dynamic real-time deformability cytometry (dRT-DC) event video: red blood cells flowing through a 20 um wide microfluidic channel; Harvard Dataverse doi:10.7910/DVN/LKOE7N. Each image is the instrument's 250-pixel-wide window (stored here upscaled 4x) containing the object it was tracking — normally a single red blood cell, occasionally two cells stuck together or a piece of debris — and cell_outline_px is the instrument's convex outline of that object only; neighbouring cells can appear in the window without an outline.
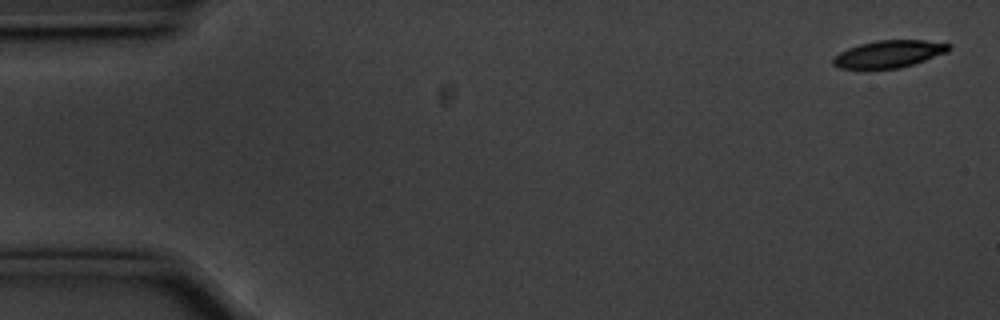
{"species": "common noctule bat (a hibernating species)", "species_latin": "Nyctalus noctula", "temperature_condition": "cold", "stored_images_in_passage": 55, "camera_frame_rate_fps": 3000, "um_per_image_px": 0.085, "animal": {"sex": "male", "body_mass_g": 20.1, "forearm_length_mm": 53.5}, "frame": {"image": 1, "passage_image": 1, "time_ms": 0.0, "image_size_px": [1000, 320], "cell_outline_px": [[952, 48], [948, 52], [900, 68], [864, 72], [840, 68], [832, 64], [832, 60], [840, 52], [848, 48], [860, 44], [876, 40], [924, 40], [952, 44]], "centroid_in_image_um": [75.51, 4.63], "position_along_channel_um": 9.5, "area_um2": 19.07}}
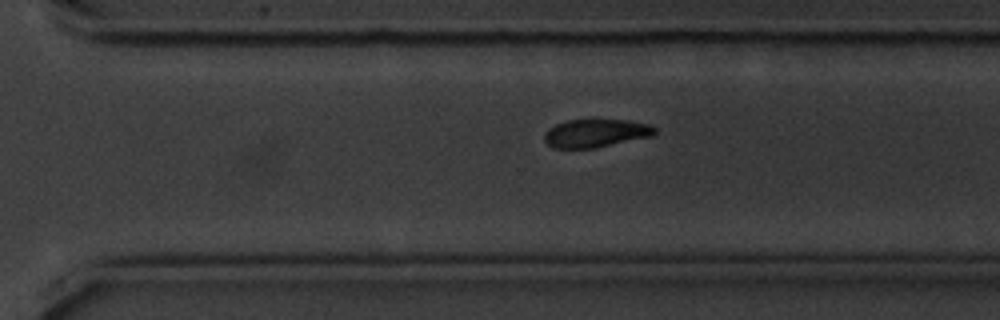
{"frame": {"image": 2, "passage_image": 38, "time_ms": 12.333, "image_size_px": [1000, 320], "cell_outline_px": [[656, 132], [652, 136], [596, 148], [552, 148], [544, 140], [544, 132], [548, 128], [556, 124], [568, 120], [628, 120], [652, 124], [656, 128]], "centroid_in_image_um": [50.65, 11.32], "position_along_channel_um": 320.0, "area_um2": 18.26}}
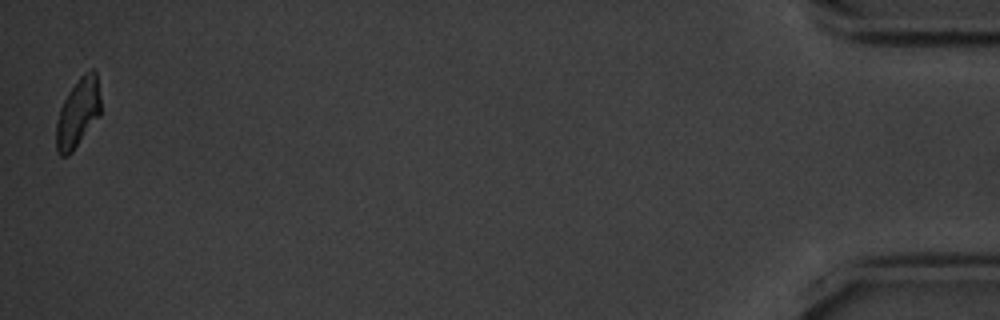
{"frame": {"image": 3, "passage_image": 55, "time_ms": 18.0, "image_size_px": [1000, 320], "cell_outline_px": [[100, 116], [72, 152], [68, 156], [60, 156], [56, 152], [56, 120], [60, 108], [68, 92], [80, 76], [84, 72], [92, 68], [96, 72], [100, 96]], "centroid_in_image_um": [6.62, 9.6], "position_along_channel_um": 428.6, "area_um2": 18.03}, "authors_computed_cell_mechanics": {"area_um2": 19.8254, "velocity_mm_per_s": 3.5428, "shape_relaxation_time_tau1_ms": 2.4706, "shape_relaxation_time_tau2_ms": null, "deformation_change_tau1": 0.1057, "deformation_change_tau2": null}}